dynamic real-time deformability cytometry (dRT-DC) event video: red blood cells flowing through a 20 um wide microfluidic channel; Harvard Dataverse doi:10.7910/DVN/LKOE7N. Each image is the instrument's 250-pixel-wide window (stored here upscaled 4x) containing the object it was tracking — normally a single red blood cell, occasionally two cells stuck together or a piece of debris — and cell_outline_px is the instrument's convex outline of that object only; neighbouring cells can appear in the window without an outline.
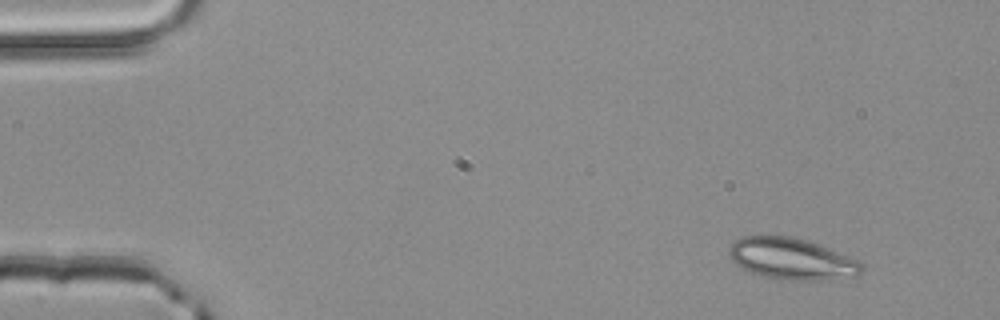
{"species": "common noctule bat (a hibernating species)", "species_latin": "Nyctalus noctula", "temperature_condition": "room temperature", "stored_images_in_passage": 2, "camera_frame_rate_fps": 3000, "um_per_image_px": 0.085, "animal": {"sex": "male", "body_mass_g": 20.4}, "frame": {"image": 1, "passage_image": 1, "time_ms": 0.0, "image_size_px": [1000, 320], "cell_outline_px": [[864, 268], [856, 276], [820, 280], [788, 280], [764, 276], [752, 272], [736, 264], [732, 260], [728, 252], [732, 244], [736, 240], [744, 236], [792, 236], [816, 244], [856, 260]], "centroid_in_image_um": [67.26, 22.01], "position_along_channel_um": 17.7, "area_um2": 31.21}}